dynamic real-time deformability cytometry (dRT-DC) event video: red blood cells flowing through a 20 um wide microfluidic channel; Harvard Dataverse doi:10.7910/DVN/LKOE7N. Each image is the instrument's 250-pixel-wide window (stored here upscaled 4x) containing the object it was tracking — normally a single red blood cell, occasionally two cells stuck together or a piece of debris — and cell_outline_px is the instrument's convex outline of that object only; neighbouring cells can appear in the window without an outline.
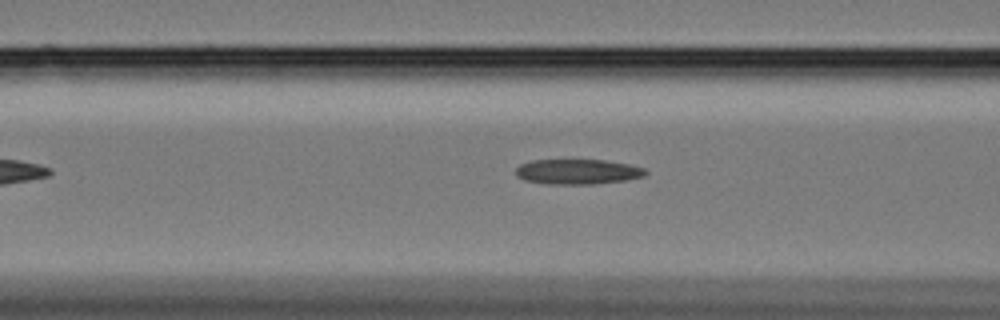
{"species": "Egyptian fruit bat (a non-hibernating species)", "species_latin": "Rousettus aegyptiacus", "temperature_condition": "cold", "stored_images_in_passage": 9, "camera_frame_rate_fps": 3000, "um_per_image_px": 0.085, "animal": {"sex": "female"}, "frame": {"image": 1, "passage_image": 7, "time_ms": 2.0, "image_size_px": [1000, 320], "cell_outline_px": [[648, 172], [644, 176], [628, 180], [596, 184], [548, 184], [524, 180], [516, 176], [516, 168], [520, 164], [532, 160], [604, 160], [628, 164], [644, 168]], "centroid_in_image_um": [49.1, 14.6], "position_along_channel_um": 117.5, "area_um2": 19.07}}